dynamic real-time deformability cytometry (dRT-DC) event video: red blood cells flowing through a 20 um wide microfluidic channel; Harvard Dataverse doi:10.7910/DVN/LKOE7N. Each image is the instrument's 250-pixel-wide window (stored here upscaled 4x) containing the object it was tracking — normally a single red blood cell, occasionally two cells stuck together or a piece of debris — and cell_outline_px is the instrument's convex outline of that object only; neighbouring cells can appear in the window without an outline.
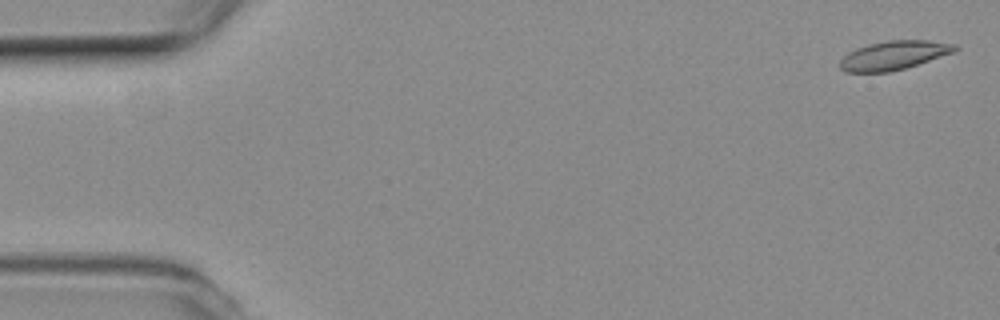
{"species": "common noctule bat (a hibernating species)", "species_latin": "Nyctalus noctula", "temperature_condition": "room temperature", "stored_images_in_passage": 19, "camera_frame_rate_fps": 3000, "um_per_image_px": 0.085, "animal": {"sex": "female", "body_mass_g": 19.3, "forearm_length_mm": 54.1}, "frame": {"image": 1, "passage_image": 2, "time_ms": 0.333, "image_size_px": [1000, 320], "cell_outline_px": [[960, 48], [952, 52], [904, 68], [888, 72], [844, 72], [840, 68], [840, 60], [848, 52], [856, 48], [868, 44], [888, 40], [928, 40], [956, 44]], "centroid_in_image_um": [75.93, 4.69], "position_along_channel_um": 9.1, "area_um2": 19.13}}
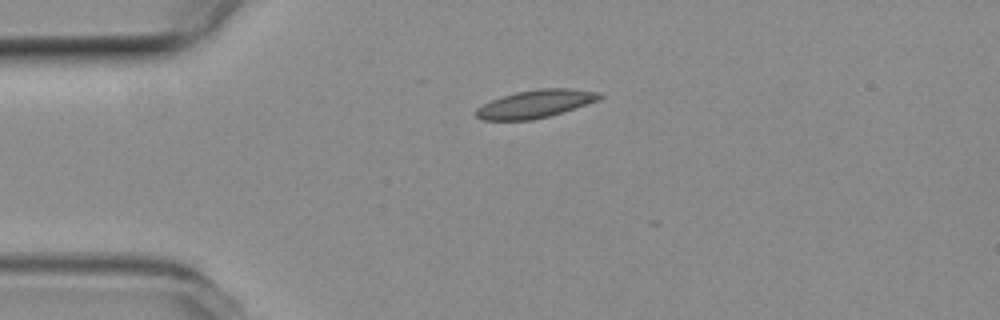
{"frame": {"image": 2, "passage_image": 13, "time_ms": 4.0, "image_size_px": [1000, 320], "cell_outline_px": [[604, 96], [596, 100], [548, 116], [532, 120], [484, 120], [476, 116], [476, 108], [492, 100], [516, 92], [536, 88], [568, 88], [596, 92]], "centroid_in_image_um": [45.45, 8.82], "position_along_channel_um": 39.5, "area_um2": 19.54}}
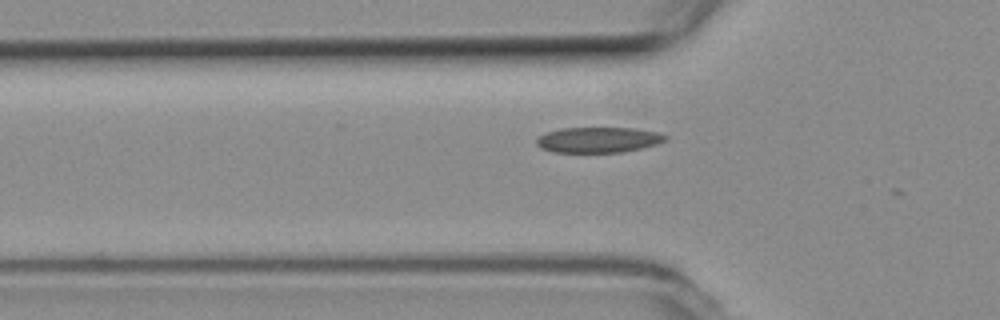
{"frame": {"image": 3, "passage_image": 18, "time_ms": 5.667, "image_size_px": [1000, 320], "cell_outline_px": [[668, 140], [656, 144], [624, 152], [552, 152], [540, 148], [536, 144], [536, 140], [540, 136], [548, 132], [560, 128], [636, 128], [660, 132], [668, 136]], "centroid_in_image_um": [50.89, 11.88], "position_along_channel_um": 74.9, "area_um2": 19.25}}